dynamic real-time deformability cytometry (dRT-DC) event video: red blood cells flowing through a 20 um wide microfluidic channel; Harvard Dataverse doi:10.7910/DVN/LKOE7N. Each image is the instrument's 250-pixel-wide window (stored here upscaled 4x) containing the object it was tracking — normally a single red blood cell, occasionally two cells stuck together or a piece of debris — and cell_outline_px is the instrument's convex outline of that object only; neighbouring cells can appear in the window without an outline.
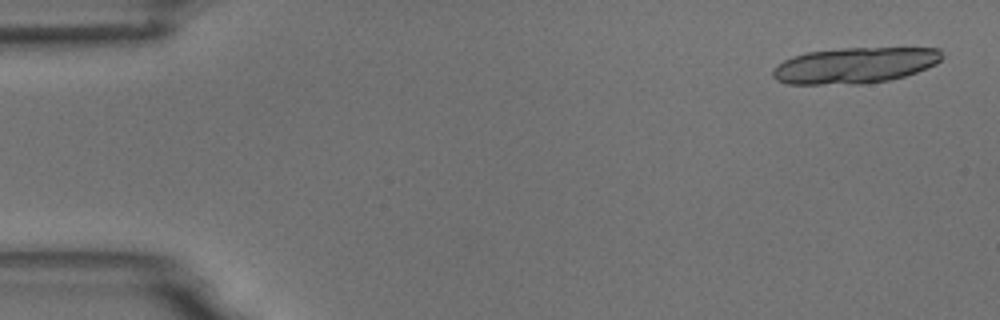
{"species": "common noctule bat (a hibernating species)", "species_latin": "Nyctalus noctula", "temperature_condition": "room temperature", "stored_images_in_passage": 5, "camera_frame_rate_fps": 3000, "um_per_image_px": 0.085, "animal": {"sex": "male", "body_mass_g": 18.8}, "frame": {"image": 1, "passage_image": 1, "time_ms": 0.0, "image_size_px": [1000, 320], "cell_outline_px": [[944, 56], [936, 64], [916, 72], [904, 76], [888, 80], [860, 84], [788, 84], [776, 80], [772, 76], [772, 72], [784, 60], [792, 56], [808, 52], [840, 48], [940, 48]], "centroid_in_image_um": [72.67, 5.55], "position_along_channel_um": 12.3, "area_um2": 35.32}}